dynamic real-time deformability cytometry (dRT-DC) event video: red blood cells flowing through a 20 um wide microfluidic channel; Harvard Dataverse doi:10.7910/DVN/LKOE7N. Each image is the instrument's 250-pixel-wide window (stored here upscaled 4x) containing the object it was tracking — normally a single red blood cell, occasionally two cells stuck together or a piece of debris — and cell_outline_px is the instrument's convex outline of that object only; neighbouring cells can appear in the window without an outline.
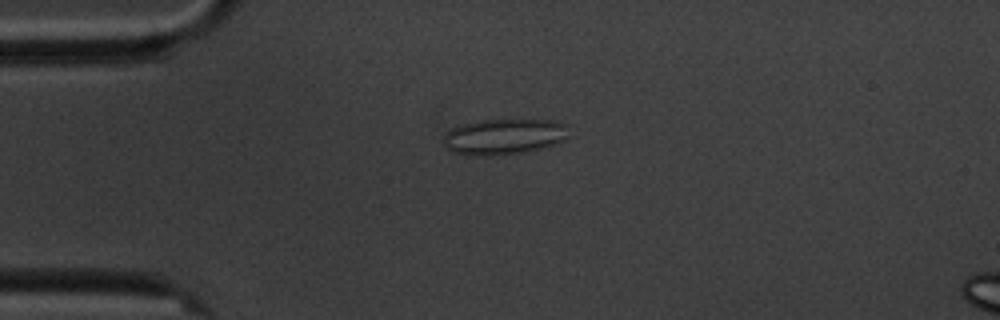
{"species": "common noctule bat (a hibernating species)", "species_latin": "Nyctalus noctula", "temperature_condition": "cold", "stored_images_in_passage": 5, "camera_frame_rate_fps": 3000, "um_per_image_px": 0.085, "animal": {"sex": "male", "body_mass_g": 20.1, "forearm_length_mm": 53.5}, "frame": {"image": 1, "passage_image": 3, "time_ms": 3.333, "image_size_px": [1000, 320], "cell_outline_px": [[568, 136], [564, 140], [556, 144], [524, 152], [492, 156], [464, 156], [452, 152], [440, 140], [452, 128], [464, 124], [484, 120], [556, 120], [568, 124]], "centroid_in_image_um": [42.84, 11.63], "position_along_channel_um": 42.2, "area_um2": 26.41}}